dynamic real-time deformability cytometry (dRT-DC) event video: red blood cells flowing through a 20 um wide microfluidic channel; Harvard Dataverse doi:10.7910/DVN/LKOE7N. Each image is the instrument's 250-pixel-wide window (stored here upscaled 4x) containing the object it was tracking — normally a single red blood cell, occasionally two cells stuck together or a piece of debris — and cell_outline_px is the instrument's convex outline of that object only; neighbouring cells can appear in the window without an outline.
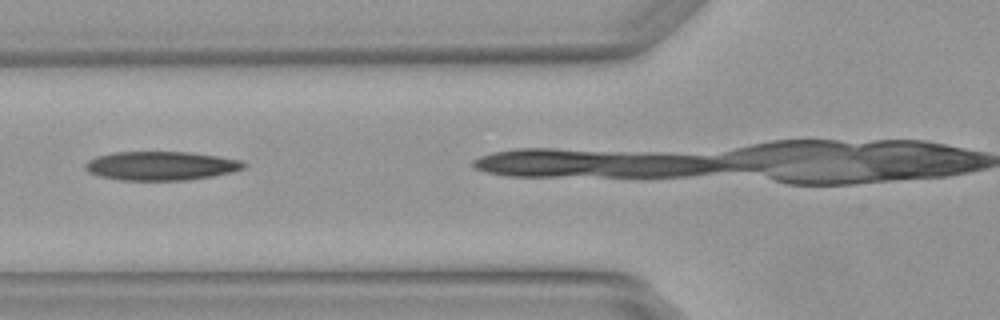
{"species": "Egyptian fruit bat (a non-hibernating species)", "species_latin": "Rousettus aegyptiacus", "temperature_condition": "warm", "stored_images_in_passage": 3, "camera_frame_rate_fps": 3000, "um_per_image_px": 0.085, "animal": {"sex": "female"}, "frame": {"image": 1, "passage_image": 2, "time_ms": 0.333, "image_size_px": [1000, 320], "cell_outline_px": [[248, 164], [244, 168], [232, 172], [212, 176], [188, 180], [120, 180], [100, 176], [88, 172], [84, 168], [84, 164], [88, 160], [96, 156], [112, 152], [192, 152], [244, 160]], "centroid_in_image_um": [13.7, 14.09], "position_along_channel_um": 112.1, "area_um2": 26.93}}